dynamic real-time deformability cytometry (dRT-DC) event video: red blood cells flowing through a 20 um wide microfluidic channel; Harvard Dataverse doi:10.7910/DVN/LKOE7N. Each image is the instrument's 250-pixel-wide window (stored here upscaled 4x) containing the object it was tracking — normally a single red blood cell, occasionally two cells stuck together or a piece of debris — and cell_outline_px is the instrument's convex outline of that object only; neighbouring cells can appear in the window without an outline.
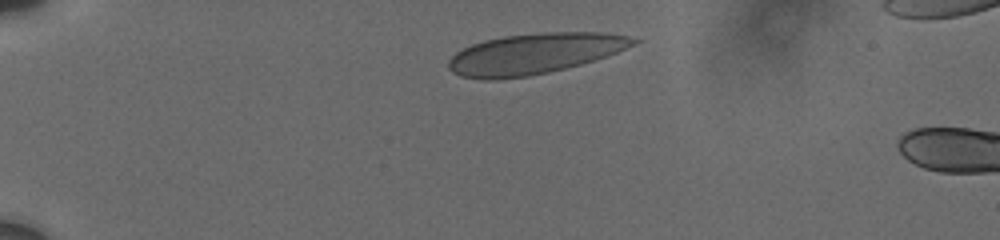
{"species": "human", "species_latin": "Homo sapiens", "temperature_condition": "cold", "stored_images_in_passage": 4, "camera_frame_rate_fps": 3000, "um_per_image_px": 0.085, "donor": {"sex": "male"}, "frame": {"image": 1, "passage_image": 1, "time_ms": 0.0, "image_size_px": [1000, 240], "cell_outline_px": [[640, 40], [636, 44], [616, 52], [580, 64], [548, 72], [528, 76], [496, 80], [480, 80], [460, 76], [452, 72], [448, 68], [448, 60], [456, 52], [472, 44], [484, 40], [504, 36], [540, 32], [604, 32], [628, 36]], "centroid_in_image_um": [45.37, 4.56], "position_along_channel_um": 39.6, "area_um2": 43.75}}